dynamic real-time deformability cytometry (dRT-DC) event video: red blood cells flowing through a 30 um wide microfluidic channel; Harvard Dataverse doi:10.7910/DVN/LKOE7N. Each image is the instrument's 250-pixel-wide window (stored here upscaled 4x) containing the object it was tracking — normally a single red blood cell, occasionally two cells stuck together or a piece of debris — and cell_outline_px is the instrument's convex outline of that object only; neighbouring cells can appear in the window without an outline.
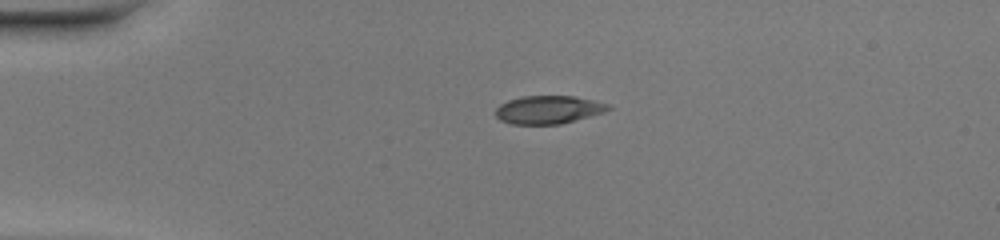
{"species": "common noctule bat (a hibernating species)", "species_latin": "Nyctalus noctula", "temperature_condition": "warm", "stored_images_in_passage": 39, "camera_frame_rate_fps": 3000, "um_per_image_px": 0.085, "animal": {"sex": "female", "body_mass_g": 20.0, "forearm_length_mm": 54.0}, "frame": {"image": 1, "passage_image": 1, "time_ms": 0.0, "image_size_px": [1000, 240], "cell_outline_px": [[612, 108], [604, 112], [560, 124], [512, 124], [500, 120], [496, 116], [496, 108], [500, 104], [508, 100], [524, 96], [572, 96], [612, 104]], "centroid_in_image_um": [46.62, 9.32], "position_along_channel_um": 38.4, "area_um2": 18.38}}
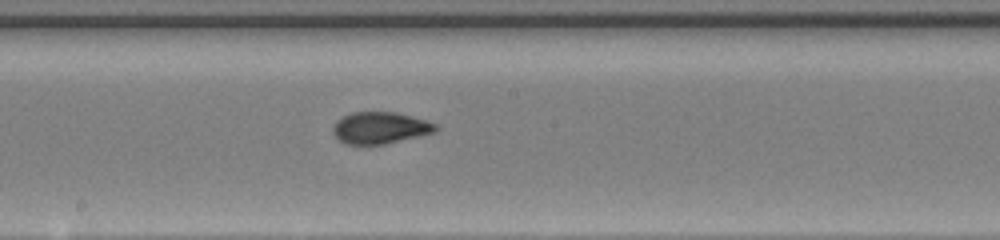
{"frame": {"image": 2, "passage_image": 17, "time_ms": 5.333, "image_size_px": [1000, 240], "cell_outline_px": [[440, 128], [436, 132], [384, 144], [344, 144], [332, 132], [332, 128], [336, 120], [352, 112], [396, 112], [412, 116], [436, 124]], "centroid_in_image_um": [32.31, 10.86], "position_along_channel_um": 215.9, "area_um2": 18.96}}
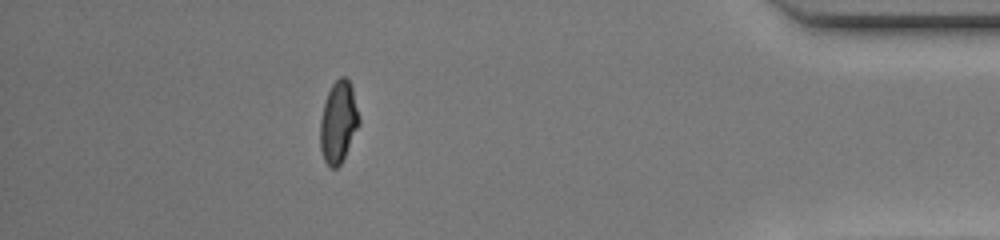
{"frame": {"image": 3, "passage_image": 34, "time_ms": 11.0, "image_size_px": [1000, 240], "cell_outline_px": [[360, 124], [340, 164], [336, 168], [328, 168], [324, 160], [320, 148], [320, 120], [324, 100], [332, 84], [340, 76], [344, 76], [348, 80], [352, 88], [360, 120]], "centroid_in_image_um": [28.74, 10.38], "position_along_channel_um": 406.5, "area_um2": 18.5}, "authors_computed_cell_mechanics": {"area_um2": 18.8428, "velocity_mm_per_s": 4.1332, "shape_relaxation_time_tau1_ms": 6.4258, "shape_relaxation_time_tau2_ms": 0.7958, "deformation_change_tau1": 0.2389, "deformation_change_tau2": 0.0491}}